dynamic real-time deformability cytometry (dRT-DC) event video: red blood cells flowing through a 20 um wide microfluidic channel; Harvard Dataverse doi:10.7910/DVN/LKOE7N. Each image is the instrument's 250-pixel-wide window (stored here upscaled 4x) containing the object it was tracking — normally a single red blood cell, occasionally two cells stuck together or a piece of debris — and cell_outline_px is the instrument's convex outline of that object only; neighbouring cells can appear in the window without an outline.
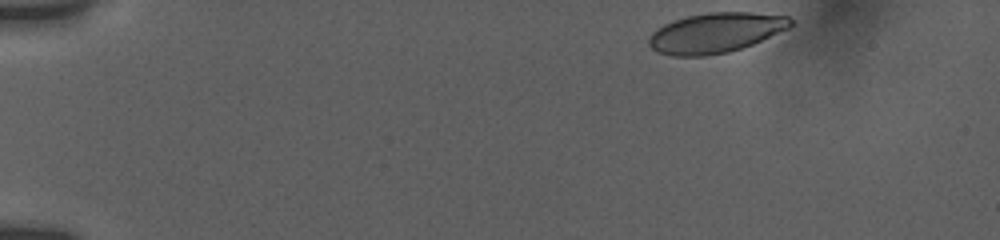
{"species": "human", "species_latin": "Homo sapiens", "temperature_condition": "room temperature", "stored_images_in_passage": 16, "camera_frame_rate_fps": 3000, "um_per_image_px": 0.085, "donor": {"sex": "female"}, "frame": {"image": 1, "passage_image": 1, "time_ms": 0.0, "image_size_px": [1000, 240], "cell_outline_px": [[792, 24], [788, 28], [752, 44], [728, 52], [704, 56], [672, 56], [656, 52], [648, 44], [648, 40], [652, 32], [664, 24], [688, 16], [708, 12], [752, 12], [788, 16], [792, 20]], "centroid_in_image_um": [60.8, 2.79], "position_along_channel_um": 24.2, "area_um2": 32.83}}
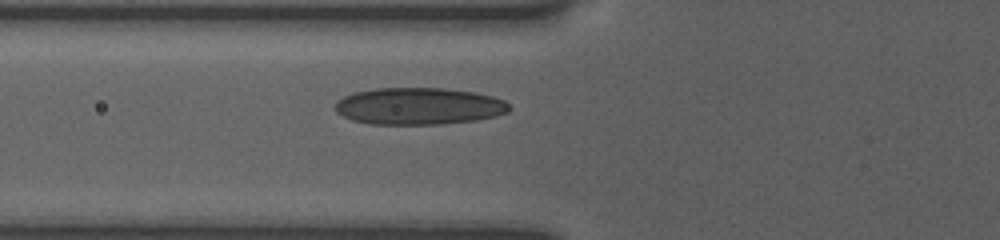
{"frame": {"image": 2, "passage_image": 12, "time_ms": 4.667, "image_size_px": [1000, 240], "cell_outline_px": [[512, 108], [508, 112], [496, 116], [476, 120], [440, 124], [368, 124], [352, 120], [336, 112], [336, 100], [352, 92], [376, 88], [444, 88], [476, 92], [492, 96], [504, 100]], "centroid_in_image_um": [35.6, 9.02], "position_along_channel_um": 90.2, "area_um2": 37.74}}
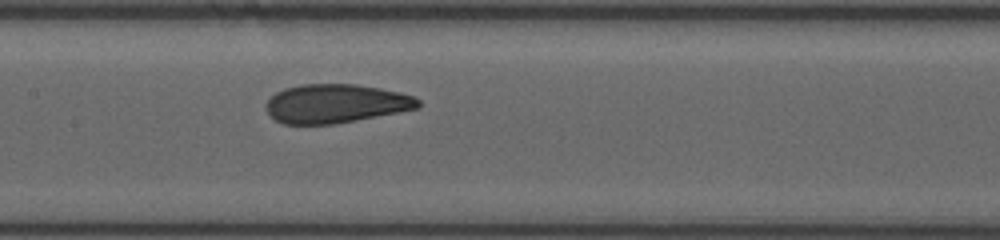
{"frame": {"image": 3, "passage_image": 16, "time_ms": 7.0, "image_size_px": [1000, 240], "cell_outline_px": [[420, 108], [400, 112], [356, 120], [332, 124], [284, 124], [276, 120], [268, 112], [268, 100], [276, 92], [284, 88], [300, 84], [356, 84], [380, 88], [400, 92], [412, 96], [420, 100]], "centroid_in_image_um": [28.57, 8.8], "position_along_channel_um": 178.8, "area_um2": 34.28}}